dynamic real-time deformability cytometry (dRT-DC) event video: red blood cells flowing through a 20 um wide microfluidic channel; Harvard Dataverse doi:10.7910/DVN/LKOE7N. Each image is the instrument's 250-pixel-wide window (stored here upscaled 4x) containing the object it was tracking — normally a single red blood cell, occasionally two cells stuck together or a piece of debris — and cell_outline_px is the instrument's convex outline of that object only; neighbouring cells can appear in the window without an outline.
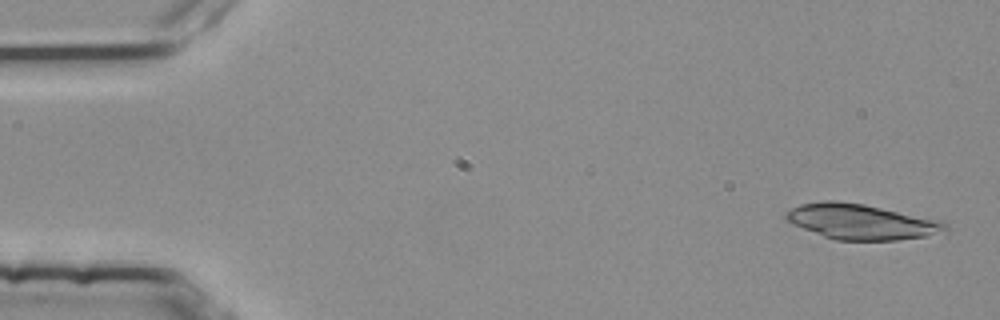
{"species": "common noctule bat (a hibernating species)", "species_latin": "Nyctalus noctula", "temperature_condition": "room temperature", "stored_images_in_passage": 4, "camera_frame_rate_fps": 3000, "um_per_image_px": 0.085, "animal": {"sex": "female", "body_mass_g": 25.1}, "frame": {"image": 1, "passage_image": 1, "time_ms": 0.0, "image_size_px": [1000, 320], "cell_outline_px": [[948, 228], [928, 236], [896, 240], [836, 240], [824, 236], [792, 224], [784, 220], [784, 216], [792, 208], [800, 204], [824, 200], [836, 200], [864, 204], [940, 220], [948, 224]], "centroid_in_image_um": [73.17, 18.84], "position_along_channel_um": 11.8, "area_um2": 32.6}}